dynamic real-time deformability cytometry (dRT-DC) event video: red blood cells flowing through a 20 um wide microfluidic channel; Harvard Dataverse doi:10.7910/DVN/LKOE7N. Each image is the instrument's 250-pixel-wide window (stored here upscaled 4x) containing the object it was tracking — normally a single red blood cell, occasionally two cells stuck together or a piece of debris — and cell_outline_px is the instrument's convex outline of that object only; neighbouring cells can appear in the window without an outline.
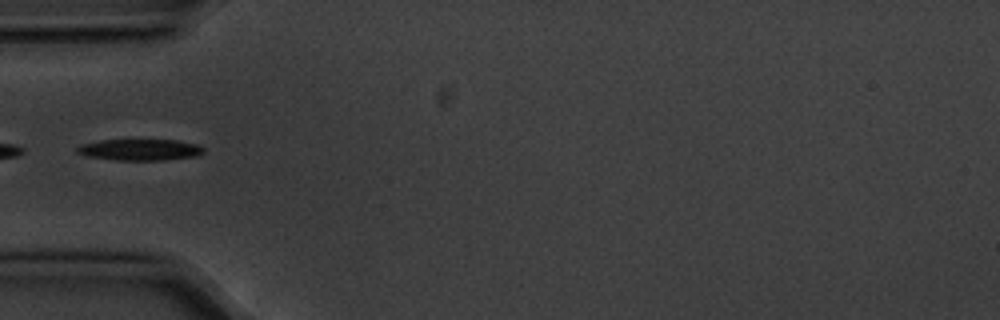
{"species": "common noctule bat (a hibernating species)", "species_latin": "Nyctalus noctula", "temperature_condition": "cold", "stored_images_in_passage": 11, "camera_frame_rate_fps": 3000, "um_per_image_px": 0.085, "animal": {"sex": "male", "body_mass_g": 20.1, "forearm_length_mm": 53.5}, "frame": {"image": 1, "passage_image": 1, "time_ms": 0.0, "image_size_px": [1000, 320], "cell_outline_px": [[204, 152], [200, 156], [164, 160], [116, 160], [88, 156], [76, 152], [76, 148], [80, 144], [100, 140], [176, 140], [196, 144], [204, 148]], "centroid_in_image_um": [11.92, 12.73], "position_along_channel_um": 73.1, "area_um2": 15.78}}
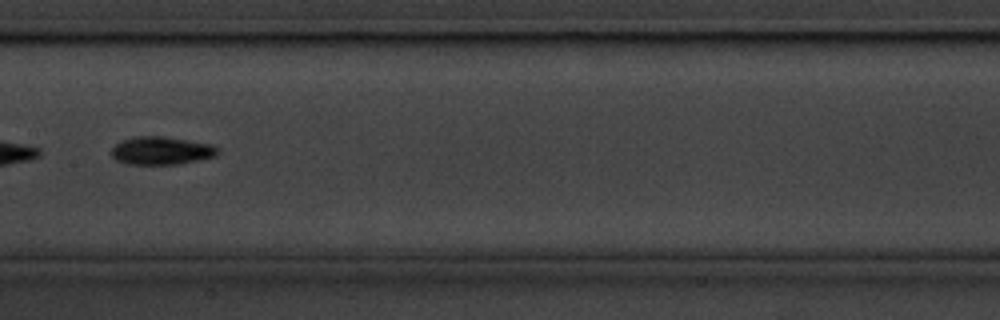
{"frame": {"image": 2, "passage_image": 4, "time_ms": 1.0, "image_size_px": [1000, 320], "cell_outline_px": [[220, 152], [216, 156], [200, 160], [180, 164], [128, 164], [116, 160], [108, 152], [120, 140], [132, 136], [164, 136], [212, 144], [220, 148]], "centroid_in_image_um": [13.72, 12.8], "position_along_channel_um": 193.7, "area_um2": 17.74}}